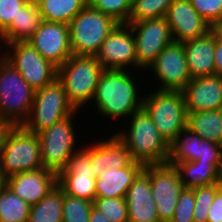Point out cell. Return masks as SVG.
<instances>
[{
	"label": "cell",
	"instance_id": "6da1fadb",
	"mask_svg": "<svg viewBox=\"0 0 222 222\" xmlns=\"http://www.w3.org/2000/svg\"><path fill=\"white\" fill-rule=\"evenodd\" d=\"M137 74L146 75L142 71H136L135 74L134 70H104L101 73L93 102L89 104L90 107H96L93 110L97 116L103 117V120L113 118L115 123L116 119L125 122L134 112L142 109L145 91L140 88V82L144 84L146 81L143 79L146 77Z\"/></svg>",
	"mask_w": 222,
	"mask_h": 222
},
{
	"label": "cell",
	"instance_id": "7a4b0ae2",
	"mask_svg": "<svg viewBox=\"0 0 222 222\" xmlns=\"http://www.w3.org/2000/svg\"><path fill=\"white\" fill-rule=\"evenodd\" d=\"M125 125L126 128L122 127L119 131L118 127L114 133L127 147L133 161L144 166L167 163L170 144L159 133L143 108L134 112L125 121Z\"/></svg>",
	"mask_w": 222,
	"mask_h": 222
},
{
	"label": "cell",
	"instance_id": "3957f363",
	"mask_svg": "<svg viewBox=\"0 0 222 222\" xmlns=\"http://www.w3.org/2000/svg\"><path fill=\"white\" fill-rule=\"evenodd\" d=\"M43 168L39 137L22 125L8 126L0 145V175H11Z\"/></svg>",
	"mask_w": 222,
	"mask_h": 222
},
{
	"label": "cell",
	"instance_id": "277c9868",
	"mask_svg": "<svg viewBox=\"0 0 222 222\" xmlns=\"http://www.w3.org/2000/svg\"><path fill=\"white\" fill-rule=\"evenodd\" d=\"M103 71L104 68L95 56L71 55L57 68V79L62 83L68 101L76 111L83 108L86 110L91 104Z\"/></svg>",
	"mask_w": 222,
	"mask_h": 222
},
{
	"label": "cell",
	"instance_id": "5b68a950",
	"mask_svg": "<svg viewBox=\"0 0 222 222\" xmlns=\"http://www.w3.org/2000/svg\"><path fill=\"white\" fill-rule=\"evenodd\" d=\"M35 90L0 56V119L8 126L22 125L31 111Z\"/></svg>",
	"mask_w": 222,
	"mask_h": 222
},
{
	"label": "cell",
	"instance_id": "8992f818",
	"mask_svg": "<svg viewBox=\"0 0 222 222\" xmlns=\"http://www.w3.org/2000/svg\"><path fill=\"white\" fill-rule=\"evenodd\" d=\"M144 93L142 108L155 127L170 144L187 126V111L182 91L150 90Z\"/></svg>",
	"mask_w": 222,
	"mask_h": 222
},
{
	"label": "cell",
	"instance_id": "52a82bcc",
	"mask_svg": "<svg viewBox=\"0 0 222 222\" xmlns=\"http://www.w3.org/2000/svg\"><path fill=\"white\" fill-rule=\"evenodd\" d=\"M118 24L87 4L68 24L73 55L96 56L103 41Z\"/></svg>",
	"mask_w": 222,
	"mask_h": 222
},
{
	"label": "cell",
	"instance_id": "ba28073f",
	"mask_svg": "<svg viewBox=\"0 0 222 222\" xmlns=\"http://www.w3.org/2000/svg\"><path fill=\"white\" fill-rule=\"evenodd\" d=\"M84 111H76L64 120L53 124L37 134L40 141L43 168L52 170L58 174L66 167L70 157L83 145L82 143L85 141L80 142L79 134L78 138L76 136L77 132L74 126L77 123L74 122V119L77 120L75 117Z\"/></svg>",
	"mask_w": 222,
	"mask_h": 222
},
{
	"label": "cell",
	"instance_id": "9c48e42d",
	"mask_svg": "<svg viewBox=\"0 0 222 222\" xmlns=\"http://www.w3.org/2000/svg\"><path fill=\"white\" fill-rule=\"evenodd\" d=\"M75 112L76 110L68 101L62 83L56 78L50 84L35 90L29 117L22 126L27 131L38 134Z\"/></svg>",
	"mask_w": 222,
	"mask_h": 222
},
{
	"label": "cell",
	"instance_id": "30bf717a",
	"mask_svg": "<svg viewBox=\"0 0 222 222\" xmlns=\"http://www.w3.org/2000/svg\"><path fill=\"white\" fill-rule=\"evenodd\" d=\"M2 56L34 90L43 88L57 78V67L47 61L27 41L3 45Z\"/></svg>",
	"mask_w": 222,
	"mask_h": 222
},
{
	"label": "cell",
	"instance_id": "8fae6325",
	"mask_svg": "<svg viewBox=\"0 0 222 222\" xmlns=\"http://www.w3.org/2000/svg\"><path fill=\"white\" fill-rule=\"evenodd\" d=\"M81 146L69 159L66 167L57 174V184L67 195L94 201L96 178L91 169V144Z\"/></svg>",
	"mask_w": 222,
	"mask_h": 222
},
{
	"label": "cell",
	"instance_id": "7c38bea8",
	"mask_svg": "<svg viewBox=\"0 0 222 222\" xmlns=\"http://www.w3.org/2000/svg\"><path fill=\"white\" fill-rule=\"evenodd\" d=\"M136 44L137 70L147 71L163 49L173 42L165 17L131 23Z\"/></svg>",
	"mask_w": 222,
	"mask_h": 222
},
{
	"label": "cell",
	"instance_id": "4fadbf2b",
	"mask_svg": "<svg viewBox=\"0 0 222 222\" xmlns=\"http://www.w3.org/2000/svg\"><path fill=\"white\" fill-rule=\"evenodd\" d=\"M148 70L151 71L146 73L154 76L150 78L158 82L154 87L157 90L182 91L192 79L181 42L173 41L166 46Z\"/></svg>",
	"mask_w": 222,
	"mask_h": 222
},
{
	"label": "cell",
	"instance_id": "5bb4252c",
	"mask_svg": "<svg viewBox=\"0 0 222 222\" xmlns=\"http://www.w3.org/2000/svg\"><path fill=\"white\" fill-rule=\"evenodd\" d=\"M146 166L149 168L151 190L159 221L170 222L180 193L184 190L179 171L168 163Z\"/></svg>",
	"mask_w": 222,
	"mask_h": 222
},
{
	"label": "cell",
	"instance_id": "9a60e30c",
	"mask_svg": "<svg viewBox=\"0 0 222 222\" xmlns=\"http://www.w3.org/2000/svg\"><path fill=\"white\" fill-rule=\"evenodd\" d=\"M95 57L104 70L133 71L134 68L137 71L136 44L130 26L118 24L103 41Z\"/></svg>",
	"mask_w": 222,
	"mask_h": 222
},
{
	"label": "cell",
	"instance_id": "2e32d148",
	"mask_svg": "<svg viewBox=\"0 0 222 222\" xmlns=\"http://www.w3.org/2000/svg\"><path fill=\"white\" fill-rule=\"evenodd\" d=\"M27 42L57 68L73 55L70 47L69 25L66 23L42 20Z\"/></svg>",
	"mask_w": 222,
	"mask_h": 222
},
{
	"label": "cell",
	"instance_id": "e0dca14e",
	"mask_svg": "<svg viewBox=\"0 0 222 222\" xmlns=\"http://www.w3.org/2000/svg\"><path fill=\"white\" fill-rule=\"evenodd\" d=\"M165 19L174 42L183 43L210 31V24L199 15L190 0H175L169 6Z\"/></svg>",
	"mask_w": 222,
	"mask_h": 222
},
{
	"label": "cell",
	"instance_id": "ac0fdd59",
	"mask_svg": "<svg viewBox=\"0 0 222 222\" xmlns=\"http://www.w3.org/2000/svg\"><path fill=\"white\" fill-rule=\"evenodd\" d=\"M187 113L222 109V76L192 78L182 90Z\"/></svg>",
	"mask_w": 222,
	"mask_h": 222
},
{
	"label": "cell",
	"instance_id": "d6986e66",
	"mask_svg": "<svg viewBox=\"0 0 222 222\" xmlns=\"http://www.w3.org/2000/svg\"><path fill=\"white\" fill-rule=\"evenodd\" d=\"M5 180L9 189L32 206L57 185V173L40 168L11 175Z\"/></svg>",
	"mask_w": 222,
	"mask_h": 222
},
{
	"label": "cell",
	"instance_id": "ffe728a7",
	"mask_svg": "<svg viewBox=\"0 0 222 222\" xmlns=\"http://www.w3.org/2000/svg\"><path fill=\"white\" fill-rule=\"evenodd\" d=\"M128 222H160L157 206L153 200L149 168L147 166L138 174L130 185L127 194Z\"/></svg>",
	"mask_w": 222,
	"mask_h": 222
},
{
	"label": "cell",
	"instance_id": "44dd1931",
	"mask_svg": "<svg viewBox=\"0 0 222 222\" xmlns=\"http://www.w3.org/2000/svg\"><path fill=\"white\" fill-rule=\"evenodd\" d=\"M216 40L209 31L206 35L183 42L191 78L215 75Z\"/></svg>",
	"mask_w": 222,
	"mask_h": 222
},
{
	"label": "cell",
	"instance_id": "7402d4cb",
	"mask_svg": "<svg viewBox=\"0 0 222 222\" xmlns=\"http://www.w3.org/2000/svg\"><path fill=\"white\" fill-rule=\"evenodd\" d=\"M144 167L143 164L132 161L127 167L119 170L105 169L96 178L95 198H125L130 185Z\"/></svg>",
	"mask_w": 222,
	"mask_h": 222
},
{
	"label": "cell",
	"instance_id": "603a6c76",
	"mask_svg": "<svg viewBox=\"0 0 222 222\" xmlns=\"http://www.w3.org/2000/svg\"><path fill=\"white\" fill-rule=\"evenodd\" d=\"M184 188L208 186L219 183L222 163L182 162L175 165Z\"/></svg>",
	"mask_w": 222,
	"mask_h": 222
},
{
	"label": "cell",
	"instance_id": "cb8c5ba5",
	"mask_svg": "<svg viewBox=\"0 0 222 222\" xmlns=\"http://www.w3.org/2000/svg\"><path fill=\"white\" fill-rule=\"evenodd\" d=\"M42 21L41 13L36 6L25 4L20 8L16 20L1 34L2 43L26 42L38 29Z\"/></svg>",
	"mask_w": 222,
	"mask_h": 222
},
{
	"label": "cell",
	"instance_id": "d4e9b609",
	"mask_svg": "<svg viewBox=\"0 0 222 222\" xmlns=\"http://www.w3.org/2000/svg\"><path fill=\"white\" fill-rule=\"evenodd\" d=\"M187 127L201 138L222 145V109L187 113Z\"/></svg>",
	"mask_w": 222,
	"mask_h": 222
},
{
	"label": "cell",
	"instance_id": "484cf974",
	"mask_svg": "<svg viewBox=\"0 0 222 222\" xmlns=\"http://www.w3.org/2000/svg\"><path fill=\"white\" fill-rule=\"evenodd\" d=\"M201 139L197 133L185 126L170 143L167 163L175 166L177 163L198 160L201 150Z\"/></svg>",
	"mask_w": 222,
	"mask_h": 222
},
{
	"label": "cell",
	"instance_id": "4316f807",
	"mask_svg": "<svg viewBox=\"0 0 222 222\" xmlns=\"http://www.w3.org/2000/svg\"><path fill=\"white\" fill-rule=\"evenodd\" d=\"M63 189L57 184L38 203L31 206L28 222H62Z\"/></svg>",
	"mask_w": 222,
	"mask_h": 222
},
{
	"label": "cell",
	"instance_id": "83f0119b",
	"mask_svg": "<svg viewBox=\"0 0 222 222\" xmlns=\"http://www.w3.org/2000/svg\"><path fill=\"white\" fill-rule=\"evenodd\" d=\"M88 0H45L38 9L44 21L69 24Z\"/></svg>",
	"mask_w": 222,
	"mask_h": 222
},
{
	"label": "cell",
	"instance_id": "f1b7e54d",
	"mask_svg": "<svg viewBox=\"0 0 222 222\" xmlns=\"http://www.w3.org/2000/svg\"><path fill=\"white\" fill-rule=\"evenodd\" d=\"M31 206L6 185L0 192V222H28Z\"/></svg>",
	"mask_w": 222,
	"mask_h": 222
},
{
	"label": "cell",
	"instance_id": "f546056e",
	"mask_svg": "<svg viewBox=\"0 0 222 222\" xmlns=\"http://www.w3.org/2000/svg\"><path fill=\"white\" fill-rule=\"evenodd\" d=\"M175 0H132L127 25L142 20L165 17L169 6Z\"/></svg>",
	"mask_w": 222,
	"mask_h": 222
},
{
	"label": "cell",
	"instance_id": "4dcf8cb0",
	"mask_svg": "<svg viewBox=\"0 0 222 222\" xmlns=\"http://www.w3.org/2000/svg\"><path fill=\"white\" fill-rule=\"evenodd\" d=\"M113 132L109 134V138H106V162L107 166L105 169L111 170L117 168V170L127 167L132 161L129 150L124 143L116 136Z\"/></svg>",
	"mask_w": 222,
	"mask_h": 222
},
{
	"label": "cell",
	"instance_id": "1f68e13d",
	"mask_svg": "<svg viewBox=\"0 0 222 222\" xmlns=\"http://www.w3.org/2000/svg\"><path fill=\"white\" fill-rule=\"evenodd\" d=\"M93 202L63 192L62 222H89Z\"/></svg>",
	"mask_w": 222,
	"mask_h": 222
},
{
	"label": "cell",
	"instance_id": "d6a6232c",
	"mask_svg": "<svg viewBox=\"0 0 222 222\" xmlns=\"http://www.w3.org/2000/svg\"><path fill=\"white\" fill-rule=\"evenodd\" d=\"M88 5L112 17L119 24H127L132 0H88Z\"/></svg>",
	"mask_w": 222,
	"mask_h": 222
},
{
	"label": "cell",
	"instance_id": "836d02e7",
	"mask_svg": "<svg viewBox=\"0 0 222 222\" xmlns=\"http://www.w3.org/2000/svg\"><path fill=\"white\" fill-rule=\"evenodd\" d=\"M219 188V183L193 188L195 197L193 222H207L209 208Z\"/></svg>",
	"mask_w": 222,
	"mask_h": 222
},
{
	"label": "cell",
	"instance_id": "e575fe53",
	"mask_svg": "<svg viewBox=\"0 0 222 222\" xmlns=\"http://www.w3.org/2000/svg\"><path fill=\"white\" fill-rule=\"evenodd\" d=\"M93 206L106 216L110 222H128L125 198H95Z\"/></svg>",
	"mask_w": 222,
	"mask_h": 222
},
{
	"label": "cell",
	"instance_id": "d590c367",
	"mask_svg": "<svg viewBox=\"0 0 222 222\" xmlns=\"http://www.w3.org/2000/svg\"><path fill=\"white\" fill-rule=\"evenodd\" d=\"M194 207V190L184 188L180 193L173 218L170 222H193Z\"/></svg>",
	"mask_w": 222,
	"mask_h": 222
},
{
	"label": "cell",
	"instance_id": "8d00e7d4",
	"mask_svg": "<svg viewBox=\"0 0 222 222\" xmlns=\"http://www.w3.org/2000/svg\"><path fill=\"white\" fill-rule=\"evenodd\" d=\"M199 15L210 25L222 19V0H190Z\"/></svg>",
	"mask_w": 222,
	"mask_h": 222
},
{
	"label": "cell",
	"instance_id": "74e56055",
	"mask_svg": "<svg viewBox=\"0 0 222 222\" xmlns=\"http://www.w3.org/2000/svg\"><path fill=\"white\" fill-rule=\"evenodd\" d=\"M25 4V0H0V34L16 20Z\"/></svg>",
	"mask_w": 222,
	"mask_h": 222
},
{
	"label": "cell",
	"instance_id": "f35d334b",
	"mask_svg": "<svg viewBox=\"0 0 222 222\" xmlns=\"http://www.w3.org/2000/svg\"><path fill=\"white\" fill-rule=\"evenodd\" d=\"M102 140H94L91 142V169L98 176L101 174L106 166V139L103 137ZM93 142V143H92Z\"/></svg>",
	"mask_w": 222,
	"mask_h": 222
},
{
	"label": "cell",
	"instance_id": "ab89813d",
	"mask_svg": "<svg viewBox=\"0 0 222 222\" xmlns=\"http://www.w3.org/2000/svg\"><path fill=\"white\" fill-rule=\"evenodd\" d=\"M195 162L222 163V145L202 138L200 156Z\"/></svg>",
	"mask_w": 222,
	"mask_h": 222
},
{
	"label": "cell",
	"instance_id": "60d3db41",
	"mask_svg": "<svg viewBox=\"0 0 222 222\" xmlns=\"http://www.w3.org/2000/svg\"><path fill=\"white\" fill-rule=\"evenodd\" d=\"M207 222H222V189L219 188L209 208Z\"/></svg>",
	"mask_w": 222,
	"mask_h": 222
},
{
	"label": "cell",
	"instance_id": "b9f144b4",
	"mask_svg": "<svg viewBox=\"0 0 222 222\" xmlns=\"http://www.w3.org/2000/svg\"><path fill=\"white\" fill-rule=\"evenodd\" d=\"M215 72L222 76V42L216 41L214 54Z\"/></svg>",
	"mask_w": 222,
	"mask_h": 222
},
{
	"label": "cell",
	"instance_id": "7bdbcfd3",
	"mask_svg": "<svg viewBox=\"0 0 222 222\" xmlns=\"http://www.w3.org/2000/svg\"><path fill=\"white\" fill-rule=\"evenodd\" d=\"M210 32L214 35L216 41L222 42V19L210 25Z\"/></svg>",
	"mask_w": 222,
	"mask_h": 222
},
{
	"label": "cell",
	"instance_id": "ee69618b",
	"mask_svg": "<svg viewBox=\"0 0 222 222\" xmlns=\"http://www.w3.org/2000/svg\"><path fill=\"white\" fill-rule=\"evenodd\" d=\"M89 222H110L106 216H104L98 209L94 206L90 212Z\"/></svg>",
	"mask_w": 222,
	"mask_h": 222
},
{
	"label": "cell",
	"instance_id": "f6af8a7d",
	"mask_svg": "<svg viewBox=\"0 0 222 222\" xmlns=\"http://www.w3.org/2000/svg\"><path fill=\"white\" fill-rule=\"evenodd\" d=\"M7 128H8V125L0 119V145H1L2 136Z\"/></svg>",
	"mask_w": 222,
	"mask_h": 222
},
{
	"label": "cell",
	"instance_id": "bcb514c9",
	"mask_svg": "<svg viewBox=\"0 0 222 222\" xmlns=\"http://www.w3.org/2000/svg\"><path fill=\"white\" fill-rule=\"evenodd\" d=\"M45 0H25V2L31 6L39 7L41 3H43Z\"/></svg>",
	"mask_w": 222,
	"mask_h": 222
},
{
	"label": "cell",
	"instance_id": "7dc6e473",
	"mask_svg": "<svg viewBox=\"0 0 222 222\" xmlns=\"http://www.w3.org/2000/svg\"><path fill=\"white\" fill-rule=\"evenodd\" d=\"M6 185V180L3 176L0 175V192L3 190V188Z\"/></svg>",
	"mask_w": 222,
	"mask_h": 222
},
{
	"label": "cell",
	"instance_id": "c3c4849f",
	"mask_svg": "<svg viewBox=\"0 0 222 222\" xmlns=\"http://www.w3.org/2000/svg\"><path fill=\"white\" fill-rule=\"evenodd\" d=\"M219 186H220V188L222 189V169L220 170Z\"/></svg>",
	"mask_w": 222,
	"mask_h": 222
},
{
	"label": "cell",
	"instance_id": "681fc988",
	"mask_svg": "<svg viewBox=\"0 0 222 222\" xmlns=\"http://www.w3.org/2000/svg\"><path fill=\"white\" fill-rule=\"evenodd\" d=\"M2 52H3V44H2L1 34H0V56H2Z\"/></svg>",
	"mask_w": 222,
	"mask_h": 222
}]
</instances>
